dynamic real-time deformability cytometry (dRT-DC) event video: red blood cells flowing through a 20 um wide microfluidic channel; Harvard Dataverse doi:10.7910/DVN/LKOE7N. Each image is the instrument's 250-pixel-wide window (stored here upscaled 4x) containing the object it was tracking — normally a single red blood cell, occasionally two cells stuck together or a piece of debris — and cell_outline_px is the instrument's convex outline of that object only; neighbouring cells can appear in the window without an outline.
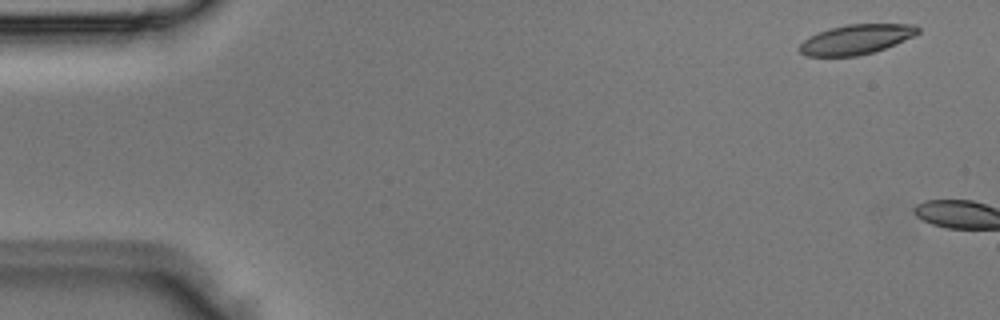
{"species": "Egyptian fruit bat (a non-hibernating species)", "species_latin": "Rousettus aegyptiacus", "temperature_condition": "room temperature", "stored_images_in_passage": 2, "camera_frame_rate_fps": 3000, "um_per_image_px": 0.085, "animal": {"sex": "male"}, "frame": {"image": 1, "passage_image": 1, "time_ms": 0.0, "image_size_px": [1000, 320], "cell_outline_px": [[920, 32], [904, 40], [884, 48], [872, 52], [856, 56], [808, 56], [800, 52], [800, 44], [804, 40], [820, 32], [832, 28], [848, 24], [916, 24], [920, 28]], "centroid_in_image_um": [72.81, 3.34], "position_along_channel_um": 12.2, "area_um2": 20.11}}